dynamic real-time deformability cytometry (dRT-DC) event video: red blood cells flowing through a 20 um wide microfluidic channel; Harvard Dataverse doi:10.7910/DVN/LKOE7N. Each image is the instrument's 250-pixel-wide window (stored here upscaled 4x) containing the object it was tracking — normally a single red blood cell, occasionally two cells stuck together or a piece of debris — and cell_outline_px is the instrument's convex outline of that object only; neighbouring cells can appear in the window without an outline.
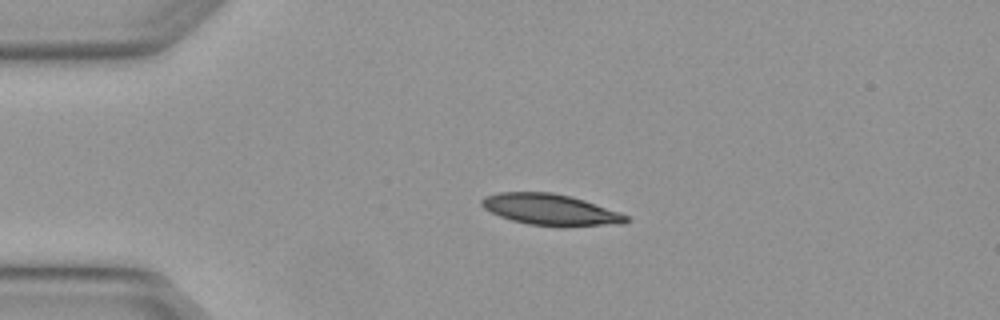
{"species": "Egyptian fruit bat (a non-hibernating species)", "species_latin": "Rousettus aegyptiacus", "temperature_condition": "warm", "stored_images_in_passage": 3, "camera_frame_rate_fps": 3000, "um_per_image_px": 0.085, "animal": {"sex": "female"}, "frame": {"image": 1, "passage_image": 3, "time_ms": 0.667, "image_size_px": [1000, 320], "cell_outline_px": [[632, 220], [624, 224], [528, 224], [512, 220], [500, 216], [484, 208], [480, 204], [480, 200], [484, 196], [500, 192], [552, 192], [584, 200], [620, 212], [628, 216]], "centroid_in_image_um": [46.75, 17.78], "position_along_channel_um": 38.2, "area_um2": 25.37}}